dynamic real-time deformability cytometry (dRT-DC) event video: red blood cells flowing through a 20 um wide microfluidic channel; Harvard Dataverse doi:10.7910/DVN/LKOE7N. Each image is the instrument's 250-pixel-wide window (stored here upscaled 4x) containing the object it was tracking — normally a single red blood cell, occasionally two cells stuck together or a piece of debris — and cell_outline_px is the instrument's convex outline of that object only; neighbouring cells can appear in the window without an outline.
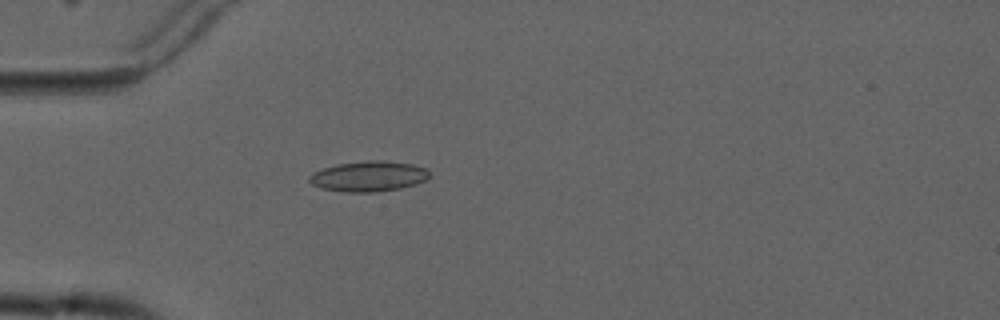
{"species": "common noctule bat (a hibernating species)", "species_latin": "Nyctalus noctula", "temperature_condition": "cold", "stored_images_in_passage": 2, "camera_frame_rate_fps": 3000, "um_per_image_px": 0.085, "animal": {"sex": "male", "forearm_length_mm": 52.5}, "frame": {"image": 1, "passage_image": 2, "time_ms": 1.333, "image_size_px": [1000, 320], "cell_outline_px": [[428, 176], [424, 180], [416, 184], [400, 188], [376, 192], [344, 192], [320, 188], [312, 184], [308, 180], [308, 176], [324, 168], [336, 164], [368, 160], [384, 160], [412, 164], [424, 168], [428, 172]], "centroid_in_image_um": [31.3, 14.98], "position_along_channel_um": 53.7, "area_um2": 21.15}}